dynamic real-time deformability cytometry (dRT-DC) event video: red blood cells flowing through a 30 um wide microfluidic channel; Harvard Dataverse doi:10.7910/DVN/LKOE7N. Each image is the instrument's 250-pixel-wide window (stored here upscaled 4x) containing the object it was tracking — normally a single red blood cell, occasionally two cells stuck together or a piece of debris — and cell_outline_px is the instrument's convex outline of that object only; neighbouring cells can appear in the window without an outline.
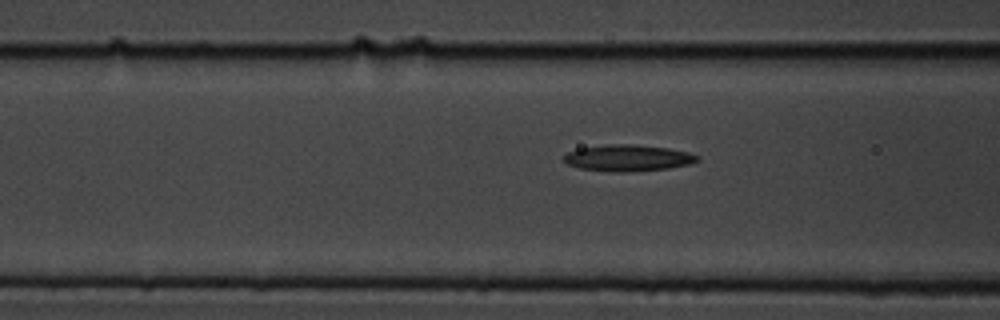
{"species": "common noctule bat (a hibernating species)", "species_latin": "Nyctalus noctula", "temperature_condition": "cold", "stored_images_in_passage": 35, "camera_frame_rate_fps": 3000, "um_per_image_px": 0.085, "animal": {"sex": "male", "body_mass_g": 19.5, "forearm_length_mm": 54.6}, "frame": {"image": 1, "passage_image": 12, "time_ms": 3.667, "image_size_px": [1000, 320], "cell_outline_px": [[700, 160], [692, 164], [668, 168], [628, 172], [612, 172], [580, 168], [568, 164], [564, 160], [564, 156], [568, 152], [580, 148], [608, 144], [632, 144], [668, 148], [688, 152], [700, 156]], "centroid_in_image_um": [53.42, 13.43], "position_along_channel_um": 113.2, "area_um2": 20.58}}
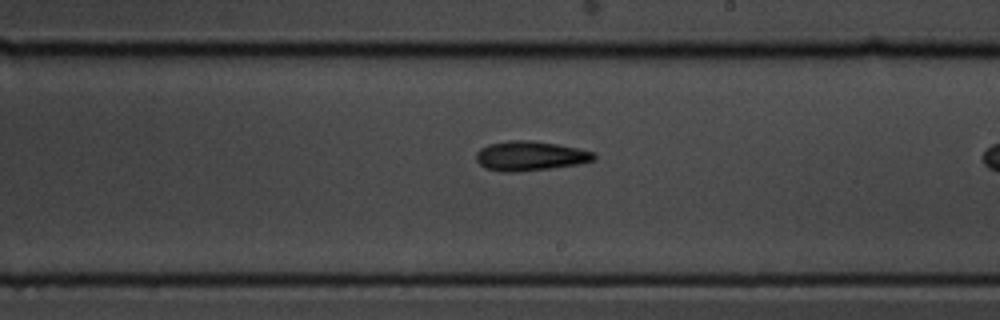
{"frame": {"image": 2, "passage_image": 23, "time_ms": 7.333, "image_size_px": [1000, 320], "cell_outline_px": [[596, 160], [576, 164], [548, 168], [512, 172], [504, 172], [484, 168], [476, 160], [476, 152], [480, 148], [488, 144], [508, 140], [532, 140], [556, 144], [576, 148], [592, 152], [596, 156]], "centroid_in_image_um": [45.01, 13.24], "position_along_channel_um": 244.0, "area_um2": 20.11}}
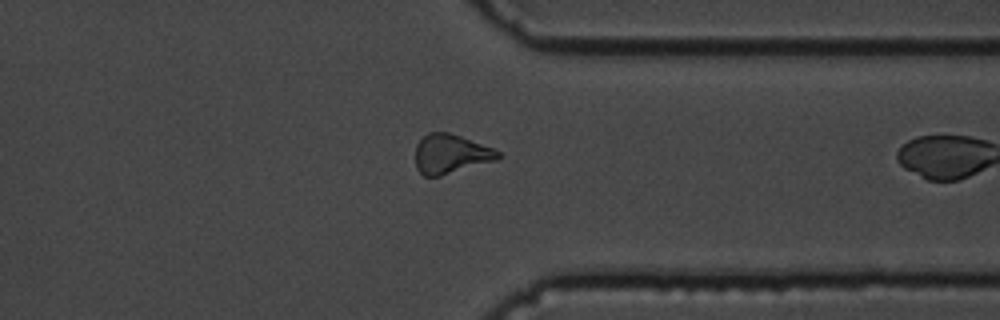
{"frame": {"image": 3, "passage_image": 34, "time_ms": 11.0, "image_size_px": [1000, 320], "cell_outline_px": [[500, 156], [496, 160], [440, 176], [424, 176], [416, 168], [416, 144], [428, 132], [448, 132], [460, 136], [492, 148], [500, 152]], "centroid_in_image_um": [38.28, 13.09], "position_along_channel_um": 373.1, "area_um2": 18.67}}